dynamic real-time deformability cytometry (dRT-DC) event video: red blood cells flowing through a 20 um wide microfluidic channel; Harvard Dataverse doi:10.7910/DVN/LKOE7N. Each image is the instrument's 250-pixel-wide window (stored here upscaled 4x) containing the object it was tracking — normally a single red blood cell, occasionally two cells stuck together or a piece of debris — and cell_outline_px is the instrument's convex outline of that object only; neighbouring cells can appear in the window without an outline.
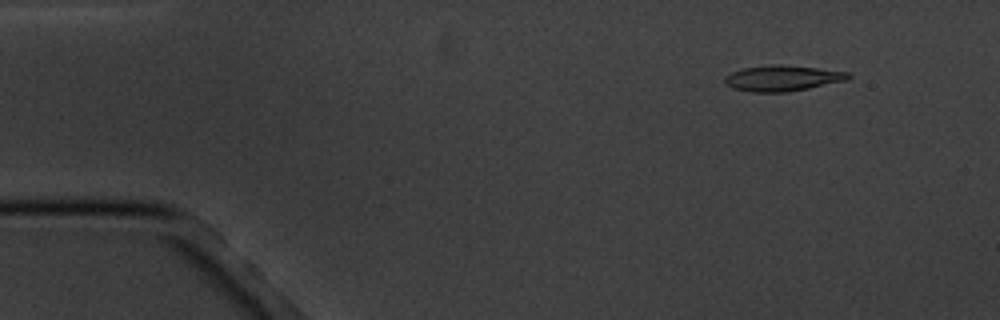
{"species": "common noctule bat (a hibernating species)", "species_latin": "Nyctalus noctula", "temperature_condition": "cold", "stored_images_in_passage": 5, "camera_frame_rate_fps": 3000, "um_per_image_px": 0.085, "animal": {"sex": "male", "body_mass_g": 20.1, "forearm_length_mm": 53.5}, "frame": {"image": 1, "passage_image": 2, "time_ms": 1.333, "image_size_px": [1000, 320], "cell_outline_px": [[852, 76], [848, 80], [788, 92], [752, 92], [732, 88], [724, 84], [724, 76], [732, 72], [744, 68], [772, 64], [780, 64], [852, 72]], "centroid_in_image_um": [66.52, 6.64], "position_along_channel_um": 18.5, "area_um2": 18.67}}
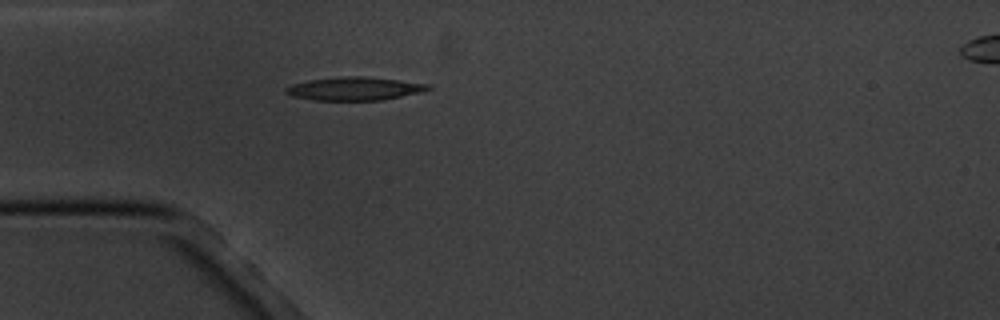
{"frame": {"image": 2, "passage_image": 5, "time_ms": 4.667, "image_size_px": [1000, 320], "cell_outline_px": [[432, 88], [420, 92], [384, 100], [316, 100], [292, 96], [284, 92], [284, 88], [292, 84], [308, 80], [340, 76], [364, 76], [400, 80], [432, 84]], "centroid_in_image_um": [30.14, 7.53], "position_along_channel_um": 54.9, "area_um2": 19.42}}